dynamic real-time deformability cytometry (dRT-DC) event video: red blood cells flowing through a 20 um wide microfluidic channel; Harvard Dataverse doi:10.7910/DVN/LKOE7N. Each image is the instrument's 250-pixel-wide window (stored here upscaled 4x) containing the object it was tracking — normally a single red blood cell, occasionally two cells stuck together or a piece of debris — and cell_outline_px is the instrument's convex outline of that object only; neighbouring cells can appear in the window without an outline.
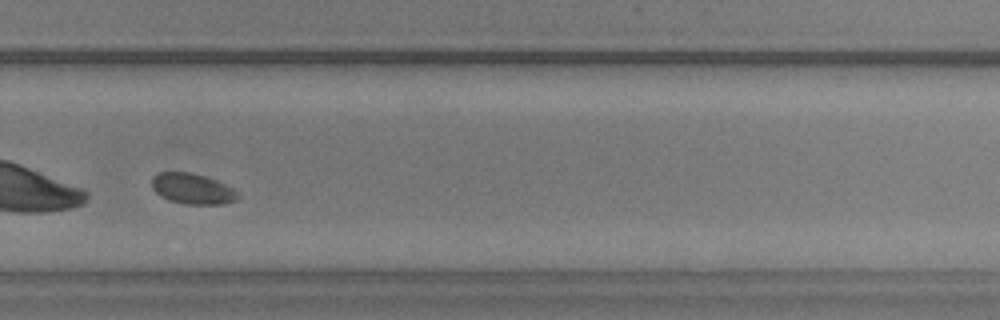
{"species": "common noctule bat (a hibernating species)", "species_latin": "Nyctalus noctula", "temperature_condition": "warm", "stored_images_in_passage": 41, "camera_frame_rate_fps": 3000, "um_per_image_px": 0.085, "animal": {"sex": "male", "body_mass_g": 20.5, "forearm_length_mm": 52.5}, "frame": {"image": 1, "passage_image": 30, "time_ms": 9.667, "image_size_px": [1000, 320], "cell_outline_px": [[240, 196], [236, 200], [224, 204], [184, 204], [168, 200], [160, 196], [152, 188], [152, 176], [160, 172], [188, 172], [204, 176], [216, 180], [240, 192]], "centroid_in_image_um": [16.36, 16.05], "position_along_channel_um": 313.4, "area_um2": 15.43}}